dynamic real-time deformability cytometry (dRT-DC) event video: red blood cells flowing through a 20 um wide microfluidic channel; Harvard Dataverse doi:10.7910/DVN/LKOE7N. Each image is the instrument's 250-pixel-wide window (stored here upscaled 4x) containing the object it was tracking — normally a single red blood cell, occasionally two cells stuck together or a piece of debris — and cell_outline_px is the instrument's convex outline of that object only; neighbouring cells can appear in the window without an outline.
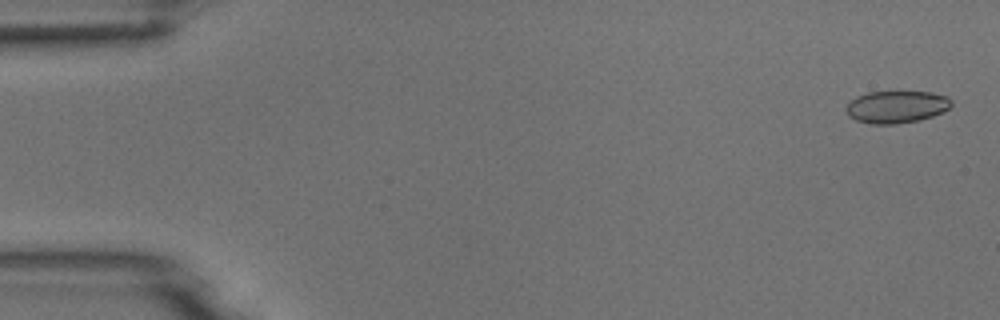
{"species": "common noctule bat (a hibernating species)", "species_latin": "Nyctalus noctula", "temperature_condition": "room temperature", "stored_images_in_passage": 52, "camera_frame_rate_fps": 3000, "um_per_image_px": 0.085, "animal": {"sex": "male", "body_mass_g": 18.8}, "frame": {"image": 1, "passage_image": 2, "time_ms": 0.333, "image_size_px": [1000, 320], "cell_outline_px": [[952, 104], [948, 108], [932, 116], [920, 120], [896, 124], [872, 124], [856, 120], [848, 116], [844, 108], [848, 100], [856, 96], [868, 92], [896, 88], [932, 92], [948, 96], [952, 100]], "centroid_in_image_um": [76.16, 9.02], "position_along_channel_um": 8.8, "area_um2": 20.92}}
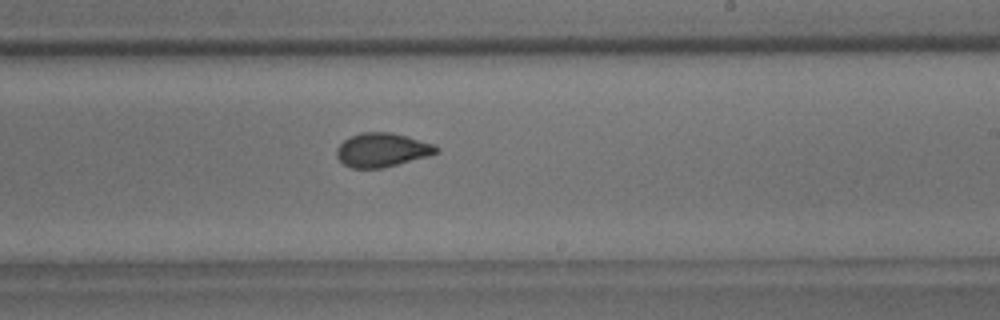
{"frame": {"image": 2, "passage_image": 31, "time_ms": 10.0, "image_size_px": [1000, 320], "cell_outline_px": [[440, 152], [428, 156], [384, 168], [352, 168], [344, 164], [336, 156], [336, 148], [344, 140], [360, 132], [392, 132], [408, 136], [436, 144], [440, 148]], "centroid_in_image_um": [32.52, 12.74], "position_along_channel_um": 256.5, "area_um2": 19.94}}
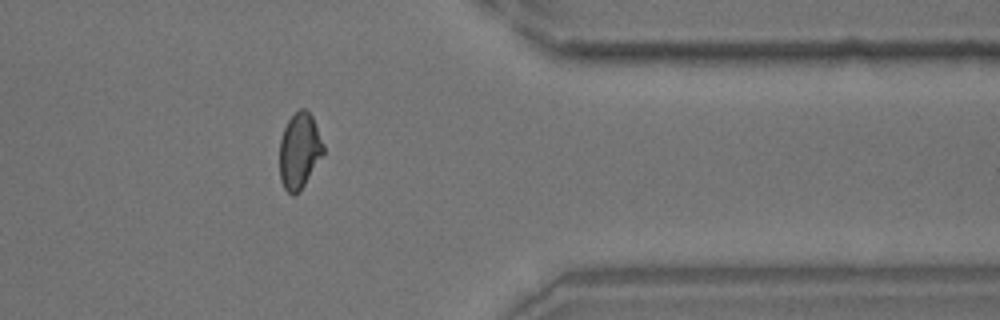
{"frame": {"image": 3, "passage_image": 42, "time_ms": 13.667, "image_size_px": [1000, 320], "cell_outline_px": [[324, 152], [300, 192], [296, 196], [292, 196], [284, 188], [280, 180], [280, 140], [284, 128], [288, 120], [300, 108], [304, 108], [312, 116], [324, 144]], "centroid_in_image_um": [25.44, 12.85], "position_along_channel_um": 386.0, "area_um2": 19.31}}